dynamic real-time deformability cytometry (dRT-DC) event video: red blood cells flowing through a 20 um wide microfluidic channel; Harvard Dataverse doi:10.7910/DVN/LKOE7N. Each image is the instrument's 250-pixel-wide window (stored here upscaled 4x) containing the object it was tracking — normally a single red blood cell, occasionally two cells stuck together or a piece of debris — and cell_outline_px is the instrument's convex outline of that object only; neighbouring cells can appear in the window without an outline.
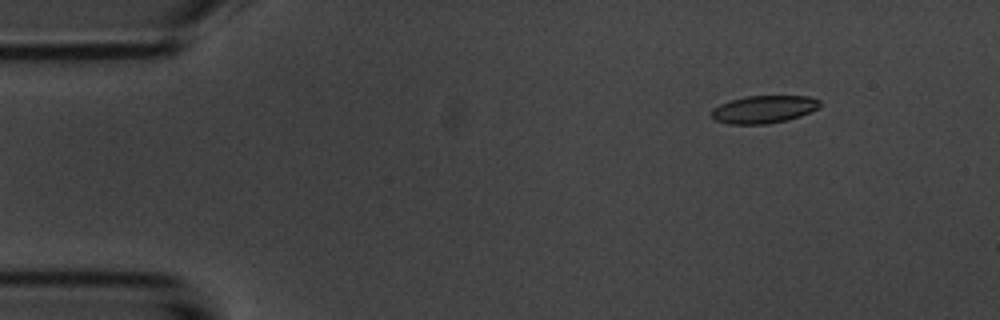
{"species": "common noctule bat (a hibernating species)", "species_latin": "Nyctalus noctula", "temperature_condition": "room temperature", "stored_images_in_passage": 5, "camera_frame_rate_fps": 3000, "um_per_image_px": 0.085, "animal": {"sex": "male", "body_mass_g": 20.1, "forearm_length_mm": 53.5}, "frame": {"image": 1, "passage_image": 2, "time_ms": 1.0, "image_size_px": [1000, 320], "cell_outline_px": [[820, 108], [800, 116], [788, 120], [768, 124], [728, 124], [716, 120], [708, 112], [712, 108], [720, 104], [744, 96], [808, 96], [820, 100]], "centroid_in_image_um": [64.92, 9.29], "position_along_channel_um": 20.1, "area_um2": 17.63}}
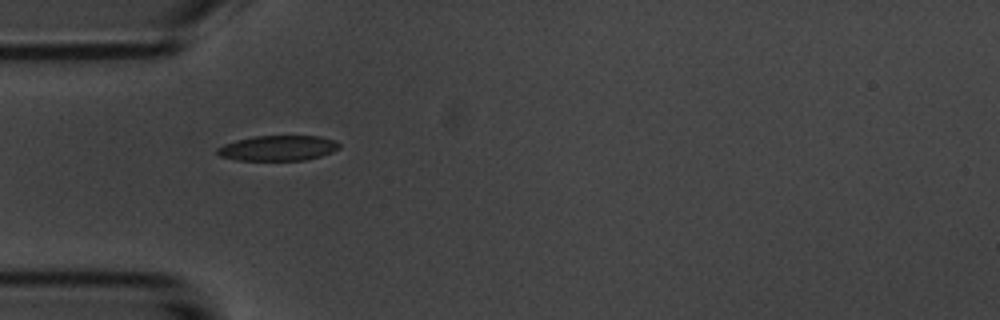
{"frame": {"image": 2, "passage_image": 4, "time_ms": 4.333, "image_size_px": [1000, 320], "cell_outline_px": [[340, 148], [332, 152], [320, 156], [304, 160], [236, 160], [220, 156], [216, 152], [216, 148], [224, 144], [236, 140], [252, 136], [320, 136], [336, 140], [340, 144]], "centroid_in_image_um": [23.63, 12.58], "position_along_channel_um": 61.4, "area_um2": 18.03}}